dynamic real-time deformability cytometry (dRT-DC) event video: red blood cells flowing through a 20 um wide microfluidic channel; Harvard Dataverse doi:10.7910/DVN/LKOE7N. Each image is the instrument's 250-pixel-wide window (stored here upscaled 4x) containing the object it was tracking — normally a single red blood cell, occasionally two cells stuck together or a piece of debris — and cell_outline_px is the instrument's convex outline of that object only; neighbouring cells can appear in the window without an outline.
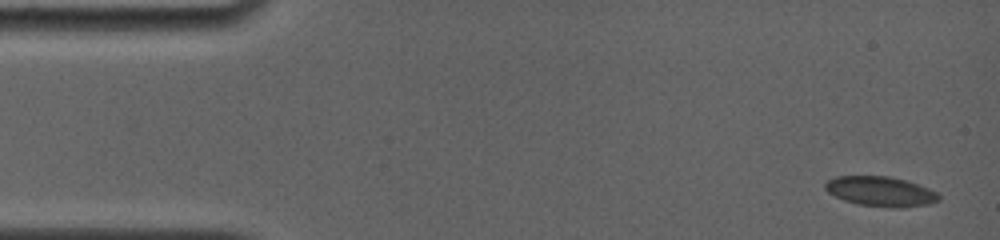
{"species": "common noctule bat (a hibernating species)", "species_latin": "Nyctalus noctula", "temperature_condition": "room temperature", "stored_images_in_passage": 38, "camera_frame_rate_fps": 4000, "um_per_image_px": 0.085, "animal": {"sex": "female", "body_mass_g": 19.0, "forearm_length_mm": 56.7}, "frame": {"image": 1, "passage_image": 1, "time_ms": 0.0, "image_size_px": [1000, 240], "cell_outline_px": [[940, 200], [928, 204], [900, 208], [896, 208], [860, 204], [844, 200], [828, 192], [824, 188], [824, 184], [828, 180], [836, 176], [888, 176], [904, 180], [928, 188], [936, 192], [940, 196]], "centroid_in_image_um": [74.84, 16.27], "position_along_channel_um": 10.2, "area_um2": 19.54}}
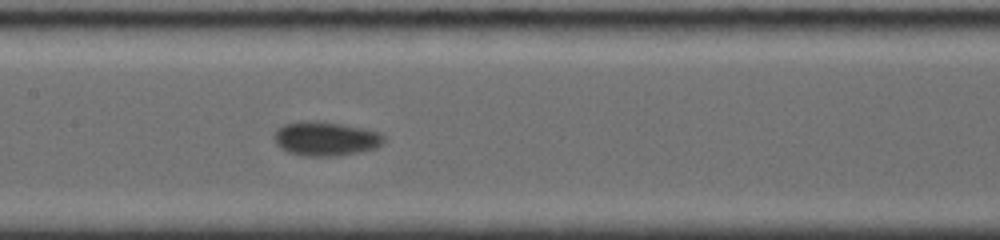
{"frame": {"image": 2, "passage_image": 17, "time_ms": 7.75, "image_size_px": [1000, 240], "cell_outline_px": [[384, 140], [376, 148], [360, 152], [336, 156], [300, 156], [288, 152], [280, 148], [276, 144], [272, 136], [276, 128], [284, 124], [300, 120], [316, 120], [340, 124], [380, 132], [384, 136]], "centroid_in_image_um": [27.6, 11.78], "position_along_channel_um": 179.8, "area_um2": 22.14}}
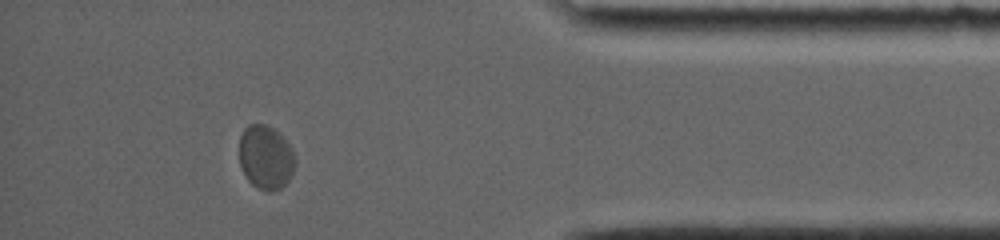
{"frame": {"image": 3, "passage_image": 33, "time_ms": 14.75, "image_size_px": [1000, 240], "cell_outline_px": [[296, 164], [288, 180], [280, 188], [272, 192], [268, 192], [256, 188], [248, 180], [240, 164], [240, 136], [244, 128], [248, 124], [268, 124], [280, 132], [292, 148], [296, 160]], "centroid_in_image_um": [22.6, 13.35], "position_along_channel_um": 412.6, "area_um2": 21.1}, "authors_computed_cell_mechanics": {"area_um2": 21.0103, "velocity_mm_per_s": 3.6406, "shape_relaxation_time_tau1_ms": 2.3696, "shape_relaxation_time_tau2_ms": null, "deformation_change_tau1": 0.0721, "deformation_change_tau2": null}}